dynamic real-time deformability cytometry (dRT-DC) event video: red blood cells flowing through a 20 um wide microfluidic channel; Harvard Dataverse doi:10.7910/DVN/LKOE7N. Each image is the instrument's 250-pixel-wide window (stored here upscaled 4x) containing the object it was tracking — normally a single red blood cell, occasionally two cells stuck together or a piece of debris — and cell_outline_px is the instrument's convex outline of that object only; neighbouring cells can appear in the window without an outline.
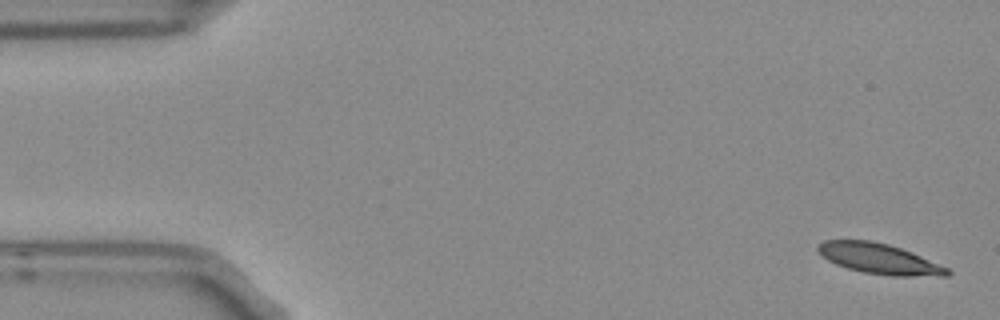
{"species": "Egyptian fruit bat (a non-hibernating species)", "species_latin": "Rousettus aegyptiacus", "temperature_condition": "room temperature", "stored_images_in_passage": 4, "camera_frame_rate_fps": 3000, "um_per_image_px": 0.085, "frame": {"image": 1, "passage_image": 1, "time_ms": 0.0, "image_size_px": [1000, 320], "cell_outline_px": [[952, 272], [948, 276], [892, 276], [864, 272], [848, 268], [836, 264], [828, 260], [816, 248], [824, 240], [872, 240], [888, 244], [912, 252], [948, 268]], "centroid_in_image_um": [74.77, 21.99], "position_along_channel_um": 10.2, "area_um2": 22.72}}
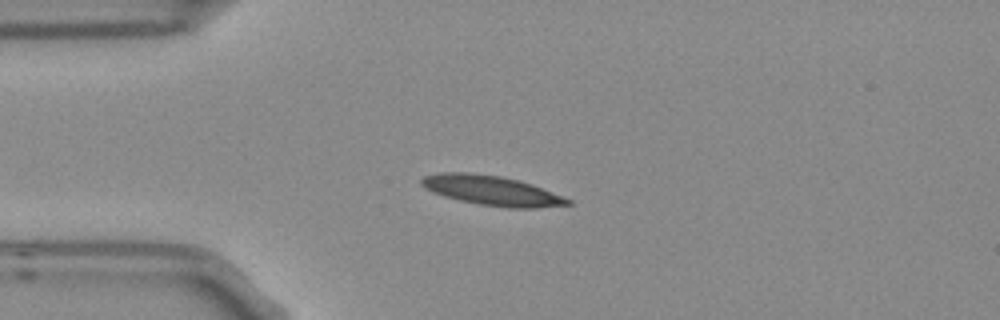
{"frame": {"image": 2, "passage_image": 4, "time_ms": 1.0, "image_size_px": [1000, 320], "cell_outline_px": [[572, 204], [536, 208], [508, 208], [480, 204], [460, 200], [444, 196], [420, 184], [420, 180], [424, 176], [440, 172], [468, 172], [500, 176], [520, 180], [532, 184], [564, 196], [572, 200]], "centroid_in_image_um": [41.85, 16.19], "position_along_channel_um": 43.2, "area_um2": 25.2}}